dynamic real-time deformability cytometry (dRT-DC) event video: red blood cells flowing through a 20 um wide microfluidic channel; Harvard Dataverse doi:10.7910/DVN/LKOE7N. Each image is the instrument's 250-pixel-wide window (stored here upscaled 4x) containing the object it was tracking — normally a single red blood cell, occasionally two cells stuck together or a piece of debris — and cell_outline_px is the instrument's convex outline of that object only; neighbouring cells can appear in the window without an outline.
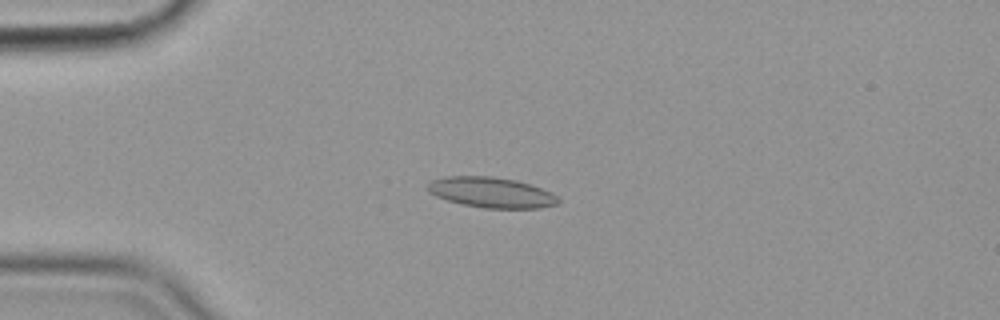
{"species": "common noctule bat (a hibernating species)", "species_latin": "Nyctalus noctula", "temperature_condition": "cold", "stored_images_in_passage": 57, "camera_frame_rate_fps": 3000, "um_per_image_px": 0.085, "animal": {"sex": "female", "body_mass_g": 19.9}, "frame": {"image": 1, "passage_image": 15, "time_ms": 4.667, "image_size_px": [1000, 320], "cell_outline_px": [[560, 204], [540, 208], [484, 208], [464, 204], [448, 200], [436, 196], [428, 192], [428, 184], [432, 180], [444, 176], [492, 176], [516, 180], [552, 192], [560, 200]], "centroid_in_image_um": [41.78, 16.36], "position_along_channel_um": 43.2, "area_um2": 23.12}}
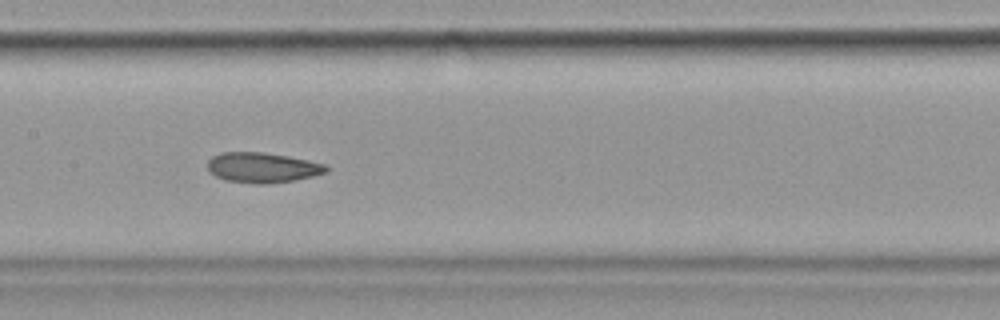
{"frame": {"image": 2, "passage_image": 29, "time_ms": 9.333, "image_size_px": [1000, 320], "cell_outline_px": [[328, 172], [312, 176], [292, 180], [264, 184], [256, 184], [224, 180], [216, 176], [208, 168], [208, 160], [212, 156], [220, 152], [264, 152], [288, 156], [308, 160], [324, 164], [328, 168]], "centroid_in_image_um": [22.29, 14.23], "position_along_channel_um": 185.1, "area_um2": 20.75}}
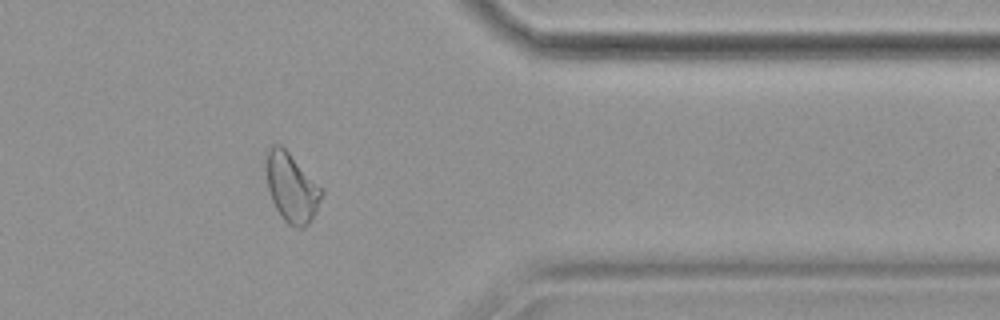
{"frame": {"image": 3, "passage_image": 47, "time_ms": 15.333, "image_size_px": [1000, 320], "cell_outline_px": [[324, 192], [316, 212], [312, 220], [304, 228], [296, 228], [288, 224], [284, 220], [276, 208], [272, 200], [268, 188], [268, 144], [280, 144], [324, 188]], "centroid_in_image_um": [24.84, 15.97], "position_along_channel_um": 386.6, "area_um2": 22.14}, "authors_computed_cell_mechanics": {"area_um2": 21.8484, "velocity_mm_per_s": 3.5787, "shape_relaxation_time_tau1_ms": null, "shape_relaxation_time_tau2_ms": 3.4275, "deformation_change_tau1": null, "deformation_change_tau2": 0.0961}}